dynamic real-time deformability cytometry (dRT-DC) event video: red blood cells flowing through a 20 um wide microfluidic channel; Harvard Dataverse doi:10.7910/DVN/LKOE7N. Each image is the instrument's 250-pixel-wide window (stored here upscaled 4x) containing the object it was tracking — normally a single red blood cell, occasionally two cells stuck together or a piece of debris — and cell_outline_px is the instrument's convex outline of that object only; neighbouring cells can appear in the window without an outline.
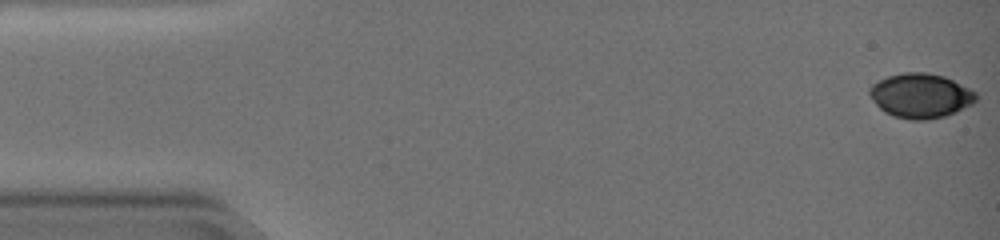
{"species": "common noctule bat (a hibernating species)", "species_latin": "Nyctalus noctula", "temperature_condition": "warm", "stored_images_in_passage": 59, "camera_frame_rate_fps": 3000, "um_per_image_px": 0.085, "animal": {"sex": "female", "body_mass_g": 19.0, "forearm_length_mm": 51.5}, "frame": {"image": 1, "passage_image": 1, "time_ms": 0.0, "image_size_px": [1000, 240], "cell_outline_px": [[980, 96], [972, 104], [956, 112], [944, 116], [928, 120], [912, 120], [892, 116], [884, 112], [872, 100], [868, 92], [868, 88], [872, 84], [888, 76], [904, 72], [928, 72], [944, 76], [976, 92]], "centroid_in_image_um": [78.24, 8.14], "position_along_channel_um": 6.8, "area_um2": 27.8}}
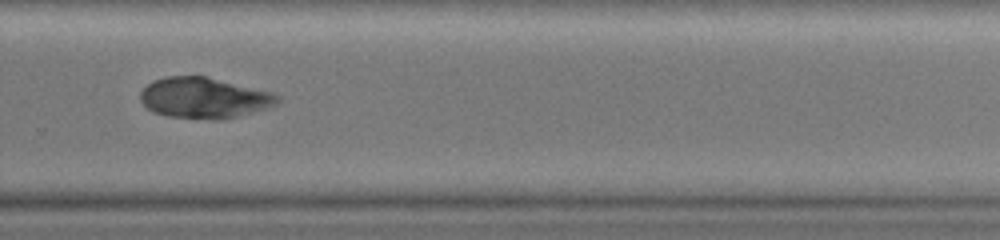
{"frame": {"image": 2, "passage_image": 42, "time_ms": 13.667, "image_size_px": [1000, 240], "cell_outline_px": [[280, 100], [276, 104], [264, 108], [236, 116], [220, 120], [212, 120], [168, 116], [152, 112], [140, 100], [140, 92], [152, 80], [164, 76], [204, 76], [272, 92], [280, 96]], "centroid_in_image_um": [17.3, 8.32], "position_along_channel_um": 312.5, "area_um2": 32.37}}
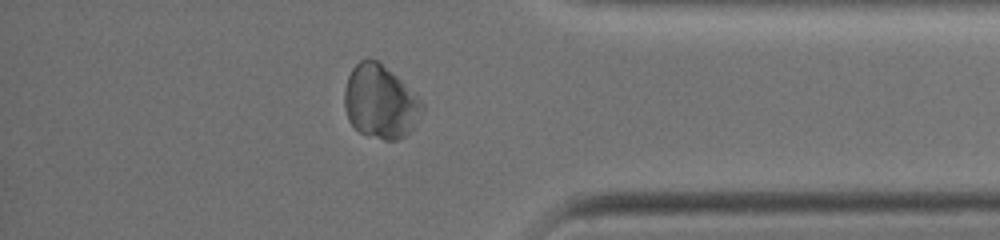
{"frame": {"image": 3, "passage_image": 51, "time_ms": 16.667, "image_size_px": [1000, 240], "cell_outline_px": [[424, 108], [412, 128], [404, 136], [396, 140], [384, 140], [360, 132], [348, 120], [344, 104], [344, 88], [348, 76], [352, 68], [360, 60], [368, 56], [376, 60], [396, 76], [424, 104]], "centroid_in_image_um": [32.28, 8.64], "position_along_channel_um": 402.9, "area_um2": 32.83}}